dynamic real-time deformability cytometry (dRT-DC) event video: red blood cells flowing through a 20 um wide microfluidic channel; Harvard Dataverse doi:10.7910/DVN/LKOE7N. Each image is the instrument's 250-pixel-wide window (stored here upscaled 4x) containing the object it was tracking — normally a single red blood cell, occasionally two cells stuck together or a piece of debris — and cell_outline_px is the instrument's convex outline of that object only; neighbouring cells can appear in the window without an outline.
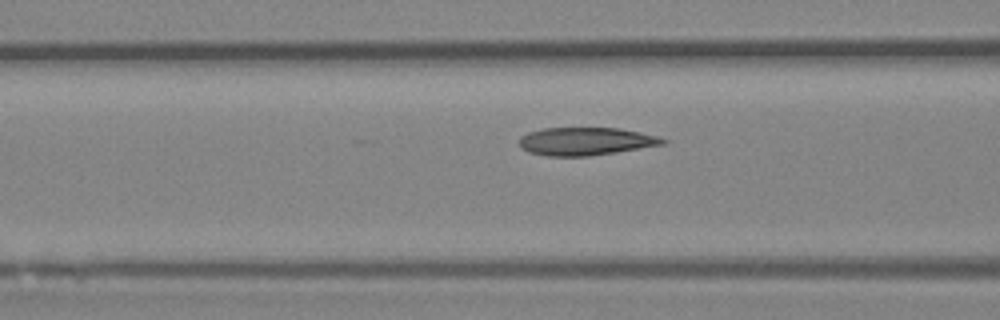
{"species": "Egyptian fruit bat (a non-hibernating species)", "species_latin": "Rousettus aegyptiacus", "temperature_condition": "room temperature", "stored_images_in_passage": 18, "camera_frame_rate_fps": 3000, "um_per_image_px": 0.085, "animal": {"sex": "female"}, "frame": {"image": 1, "passage_image": 16, "time_ms": 5.0, "image_size_px": [1000, 320], "cell_outline_px": [[668, 144], [616, 152], [588, 156], [548, 156], [528, 152], [520, 148], [520, 136], [528, 132], [544, 128], [620, 128], [640, 132], [656, 136], [668, 140]], "centroid_in_image_um": [49.8, 12.01], "position_along_channel_um": 116.8, "area_um2": 23.47}}